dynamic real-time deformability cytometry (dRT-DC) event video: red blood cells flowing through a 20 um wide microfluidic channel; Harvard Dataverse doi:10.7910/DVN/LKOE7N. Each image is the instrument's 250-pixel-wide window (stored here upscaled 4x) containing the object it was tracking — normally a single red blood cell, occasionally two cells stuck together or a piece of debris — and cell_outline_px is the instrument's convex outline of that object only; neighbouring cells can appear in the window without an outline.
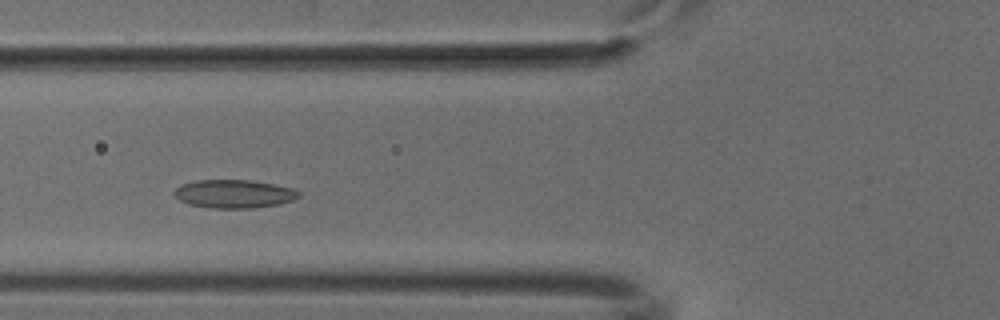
{"species": "common noctule bat (a hibernating species)", "species_latin": "Nyctalus noctula", "temperature_condition": "cold", "stored_images_in_passage": 48, "segment_of_instrument_passage": [1, 2], "camera_frame_rate_fps": 3000, "um_per_image_px": 0.085, "animal": {"sex": "male", "body_mass_g": 18.8}, "frame": {"image": 1, "passage_image": 14, "time_ms": 4.333, "image_size_px": [1000, 320], "cell_outline_px": [[300, 196], [292, 200], [280, 204], [252, 208], [212, 208], [188, 204], [180, 200], [172, 192], [176, 188], [184, 184], [196, 180], [252, 180], [292, 188], [300, 192]], "centroid_in_image_um": [19.9, 16.48], "position_along_channel_um": 105.9, "area_um2": 20.46}}
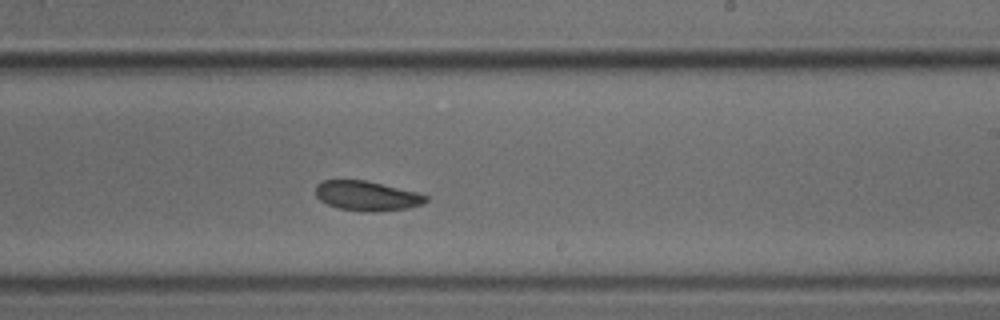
{"frame": {"image": 2, "passage_image": 26, "time_ms": 8.333, "image_size_px": [1000, 320], "cell_outline_px": [[428, 200], [424, 204], [408, 208], [372, 212], [360, 212], [340, 208], [328, 204], [320, 200], [316, 196], [316, 184], [324, 180], [368, 180], [420, 192], [428, 196]], "centroid_in_image_um": [31.24, 16.64], "position_along_channel_um": 257.8, "area_um2": 19.42}}
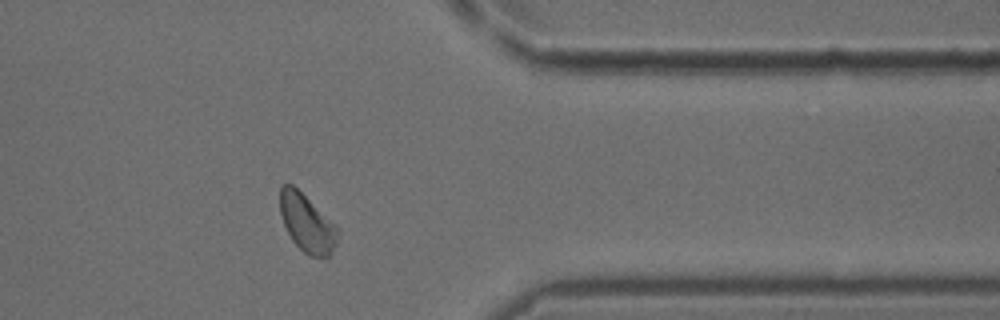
{"frame": {"image": 3, "passage_image": 37, "time_ms": 12.0, "image_size_px": [1000, 320], "cell_outline_px": [[340, 232], [336, 244], [332, 252], [324, 260], [308, 256], [292, 240], [284, 224], [280, 212], [280, 188], [284, 184], [292, 184], [336, 224], [340, 228]], "centroid_in_image_um": [26.14, 19.01], "position_along_channel_um": 385.3, "area_um2": 19.65}}